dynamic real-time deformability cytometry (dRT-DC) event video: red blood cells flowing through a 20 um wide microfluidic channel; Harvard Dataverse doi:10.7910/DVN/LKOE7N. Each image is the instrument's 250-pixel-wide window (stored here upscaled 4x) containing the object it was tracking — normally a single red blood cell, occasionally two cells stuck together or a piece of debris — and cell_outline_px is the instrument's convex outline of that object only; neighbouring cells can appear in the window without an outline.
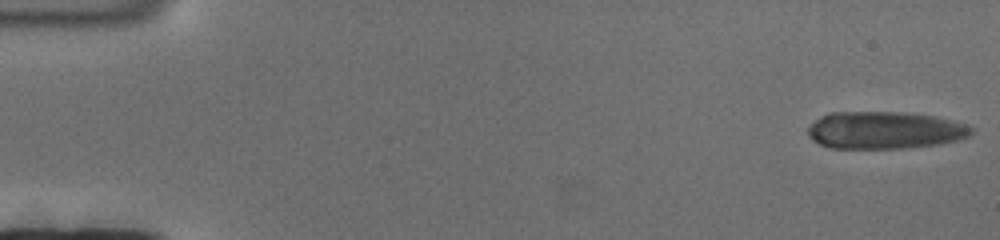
{"species": "human", "species_latin": "Homo sapiens", "temperature_condition": "cold", "stored_images_in_passage": 106, "camera_frame_rate_fps": 3000, "um_per_image_px": 0.085, "donor": {"sex": "female"}, "frame": {"image": 1, "passage_image": 1, "time_ms": 0.0, "image_size_px": [1000, 240], "cell_outline_px": [[972, 132], [968, 136], [956, 140], [940, 144], [904, 148], [828, 148], [812, 140], [808, 136], [808, 128], [820, 116], [828, 112], [904, 112], [932, 116], [952, 120], [964, 124], [972, 128]], "centroid_in_image_um": [75.16, 11.07], "position_along_channel_um": 9.8, "area_um2": 35.49}}
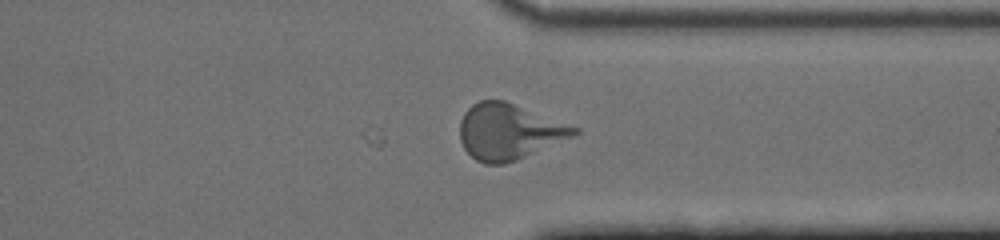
{"frame": {"image": 2, "passage_image": 106, "time_ms": 35.0, "image_size_px": [1000, 240], "cell_outline_px": [[580, 132], [572, 136], [516, 160], [504, 164], [484, 164], [476, 160], [464, 148], [460, 140], [460, 120], [464, 112], [472, 104], [480, 100], [504, 100], [580, 128]], "centroid_in_image_um": [43.22, 11.18], "position_along_channel_um": 368.2, "area_um2": 36.82}}